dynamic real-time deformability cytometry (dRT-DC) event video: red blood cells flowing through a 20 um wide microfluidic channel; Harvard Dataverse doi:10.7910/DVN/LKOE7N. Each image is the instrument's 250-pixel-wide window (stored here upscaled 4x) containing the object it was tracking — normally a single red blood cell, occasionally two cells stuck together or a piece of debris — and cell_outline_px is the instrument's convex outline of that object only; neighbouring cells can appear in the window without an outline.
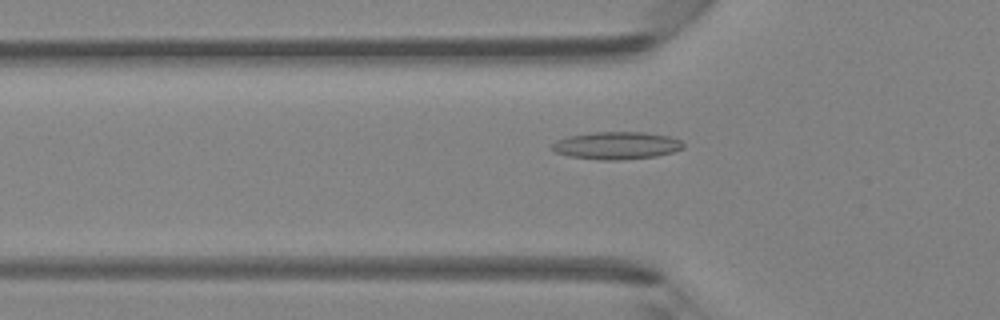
{"species": "Egyptian fruit bat (a non-hibernating species)", "species_latin": "Rousettus aegyptiacus", "temperature_condition": "room temperature", "stored_images_in_passage": 42, "camera_frame_rate_fps": 3000, "um_per_image_px": 0.085, "animal": {"sex": "female"}, "frame": {"image": 1, "passage_image": 12, "time_ms": 3.667, "image_size_px": [1000, 320], "cell_outline_px": [[684, 148], [672, 152], [656, 156], [620, 160], [600, 160], [568, 156], [556, 152], [548, 148], [548, 144], [556, 140], [568, 136], [592, 132], [644, 132], [668, 136], [680, 140], [684, 144]], "centroid_in_image_um": [52.34, 12.37], "position_along_channel_um": 73.5, "area_um2": 21.27}}
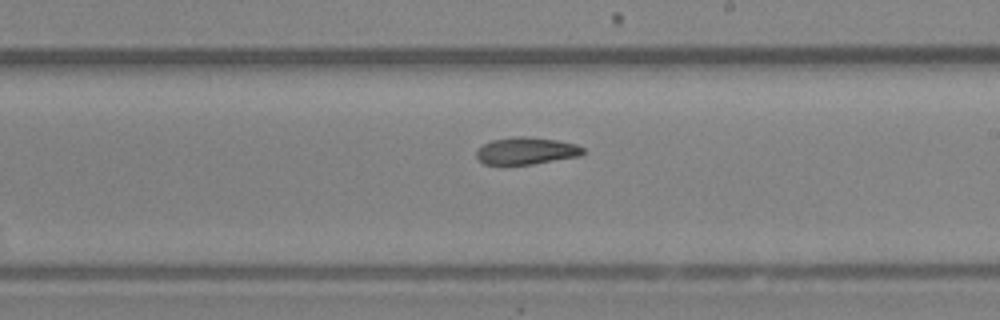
{"frame": {"image": 2, "passage_image": 24, "time_ms": 7.667, "image_size_px": [1000, 320], "cell_outline_px": [[584, 152], [580, 156], [532, 164], [484, 164], [476, 156], [476, 152], [484, 144], [492, 140], [512, 136], [524, 136], [556, 140], [576, 144], [584, 148]], "centroid_in_image_um": [44.75, 12.81], "position_along_channel_um": 244.3, "area_um2": 16.7}}
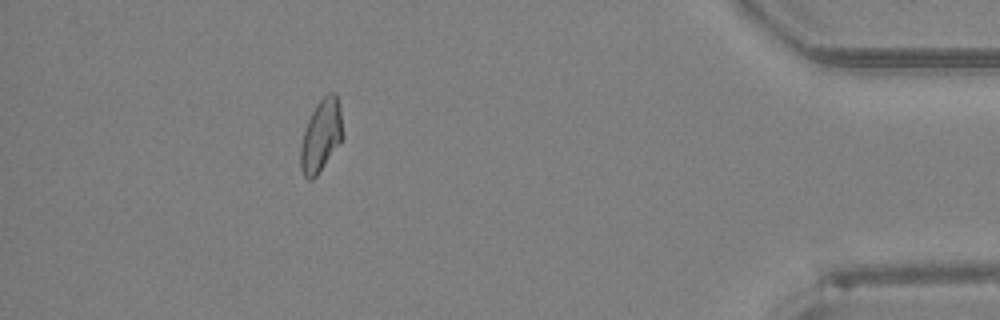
{"frame": {"image": 3, "passage_image": 39, "time_ms": 12.667, "image_size_px": [1000, 320], "cell_outline_px": [[344, 136], [316, 176], [312, 180], [308, 180], [304, 176], [300, 168], [300, 148], [304, 128], [316, 104], [328, 92], [336, 92], [340, 108]], "centroid_in_image_um": [27.28, 11.51], "position_along_channel_um": 407.9, "area_um2": 17.74}}